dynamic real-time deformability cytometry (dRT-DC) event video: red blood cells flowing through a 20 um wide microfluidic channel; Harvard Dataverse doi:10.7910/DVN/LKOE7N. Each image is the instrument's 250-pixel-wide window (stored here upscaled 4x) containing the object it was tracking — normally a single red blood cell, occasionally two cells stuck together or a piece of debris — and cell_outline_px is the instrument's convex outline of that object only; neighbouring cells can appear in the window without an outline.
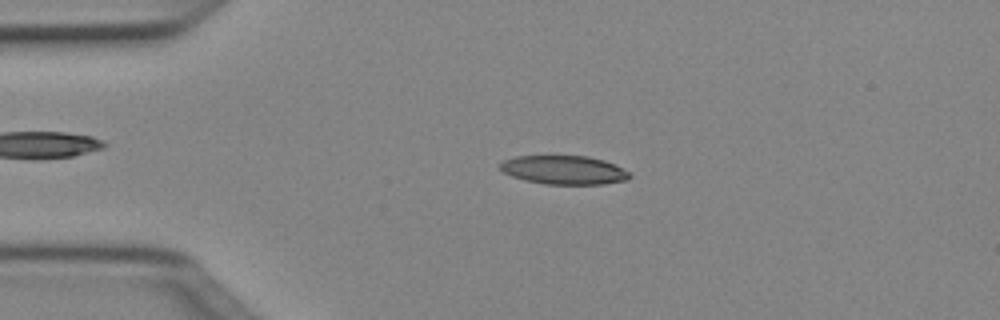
{"species": "Egyptian fruit bat (a non-hibernating species)", "species_latin": "Rousettus aegyptiacus", "temperature_condition": "cold", "stored_images_in_passage": 49, "camera_frame_rate_fps": 3000, "um_per_image_px": 0.085, "animal": {"sex": "female"}, "frame": {"image": 1, "passage_image": 10, "time_ms": 3.0, "image_size_px": [1000, 320], "cell_outline_px": [[632, 176], [628, 180], [604, 184], [544, 184], [524, 180], [512, 176], [504, 172], [500, 168], [500, 164], [504, 160], [516, 156], [588, 156], [604, 160], [628, 172]], "centroid_in_image_um": [47.93, 14.45], "position_along_channel_um": 37.1, "area_um2": 21.56}}
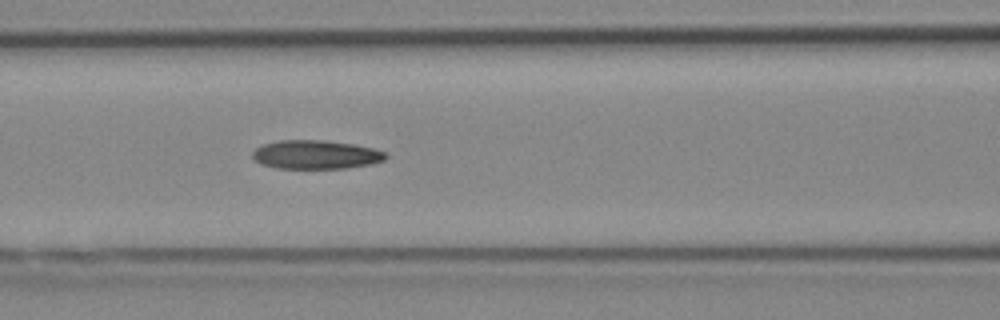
{"frame": {"image": 2, "passage_image": 20, "time_ms": 6.333, "image_size_px": [1000, 320], "cell_outline_px": [[388, 156], [384, 160], [372, 164], [348, 168], [276, 168], [260, 164], [252, 156], [252, 152], [260, 144], [280, 140], [324, 140], [356, 144], [372, 148], [384, 152]], "centroid_in_image_um": [26.83, 13.14], "position_along_channel_um": 139.8, "area_um2": 22.48}}
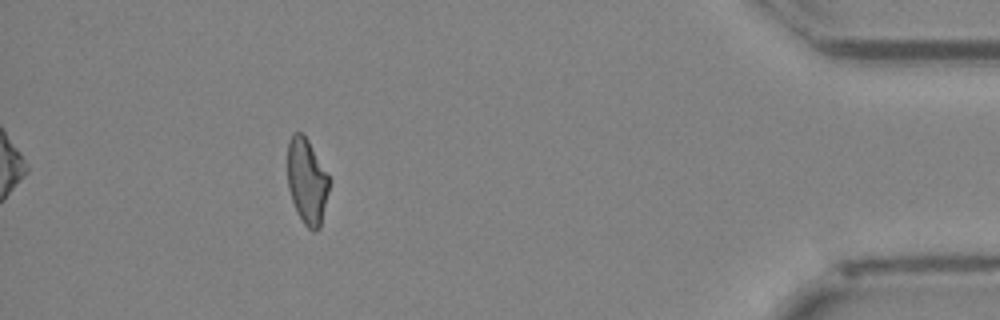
{"frame": {"image": 3, "passage_image": 44, "time_ms": 14.333, "image_size_px": [1000, 320], "cell_outline_px": [[328, 192], [320, 228], [316, 232], [312, 232], [304, 224], [296, 212], [288, 188], [288, 140], [292, 132], [300, 132], [308, 140], [328, 176]], "centroid_in_image_um": [26.06, 15.43], "position_along_channel_um": 409.1, "area_um2": 20.58}, "authors_computed_cell_mechanics": {"area_um2": 22.0218, "velocity_mm_per_s": 4.0602, "shape_relaxation_time_tau1_ms": 4.5507, "shape_relaxation_time_tau2_ms": 4.0484, "deformation_change_tau1": 0.1755, "deformation_change_tau2": 0.13}}